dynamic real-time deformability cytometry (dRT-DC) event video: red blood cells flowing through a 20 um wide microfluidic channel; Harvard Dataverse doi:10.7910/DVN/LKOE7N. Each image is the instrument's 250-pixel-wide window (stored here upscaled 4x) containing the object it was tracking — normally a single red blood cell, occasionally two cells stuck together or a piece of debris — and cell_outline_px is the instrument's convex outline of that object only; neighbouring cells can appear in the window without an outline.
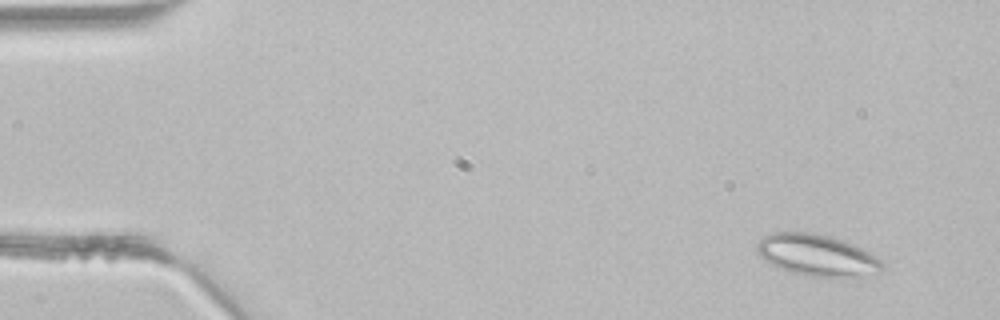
{"species": "common noctule bat (a hibernating species)", "species_latin": "Nyctalus noctula", "temperature_condition": "room temperature", "stored_images_in_passage": 3, "camera_frame_rate_fps": 3000, "um_per_image_px": 0.085, "animal": {"sex": "male", "body_mass_g": 21.5, "forearm_length_mm": 52.0}, "frame": {"image": 1, "passage_image": 1, "time_ms": 0.0, "image_size_px": [1000, 320], "cell_outline_px": [[884, 268], [880, 272], [860, 276], [812, 276], [792, 272], [776, 268], [764, 260], [756, 252], [756, 244], [764, 236], [776, 232], [812, 232], [844, 240], [868, 252], [880, 260], [884, 264]], "centroid_in_image_um": [69.4, 21.68], "position_along_channel_um": 15.6, "area_um2": 30.11}}